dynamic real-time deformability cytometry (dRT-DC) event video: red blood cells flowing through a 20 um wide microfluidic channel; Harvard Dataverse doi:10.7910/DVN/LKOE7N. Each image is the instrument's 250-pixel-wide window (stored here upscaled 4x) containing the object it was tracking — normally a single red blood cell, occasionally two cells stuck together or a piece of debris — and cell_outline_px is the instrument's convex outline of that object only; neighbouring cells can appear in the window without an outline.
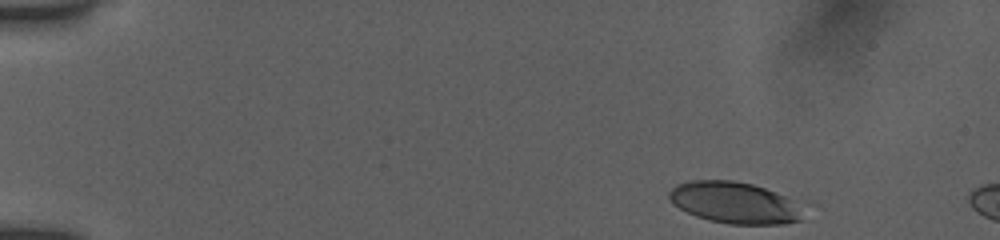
{"species": "human", "species_latin": "Homo sapiens", "temperature_condition": "room temperature", "stored_images_in_passage": 48, "camera_frame_rate_fps": 3000, "um_per_image_px": 0.085, "donor": {"sex": "female"}, "frame": {"image": 1, "passage_image": 1, "time_ms": 0.0, "image_size_px": [1000, 240], "cell_outline_px": [[800, 220], [784, 224], [728, 224], [708, 220], [696, 216], [672, 204], [668, 196], [668, 192], [676, 184], [692, 180], [732, 180], [752, 184], [764, 188], [784, 196], [792, 200]], "centroid_in_image_um": [62.3, 17.22], "position_along_channel_um": 22.7, "area_um2": 31.79}}
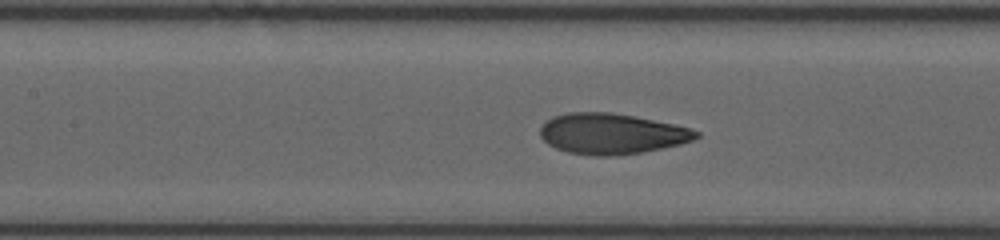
{"frame": {"image": 2, "passage_image": 20, "time_ms": 6.333, "image_size_px": [1000, 240], "cell_outline_px": [[700, 136], [692, 140], [680, 144], [640, 152], [608, 156], [592, 156], [568, 152], [556, 148], [548, 144], [540, 136], [540, 128], [552, 116], [568, 112], [612, 112], [636, 116], [692, 128], [700, 132]], "centroid_in_image_um": [51.98, 11.35], "position_along_channel_um": 155.4, "area_um2": 36.93}}
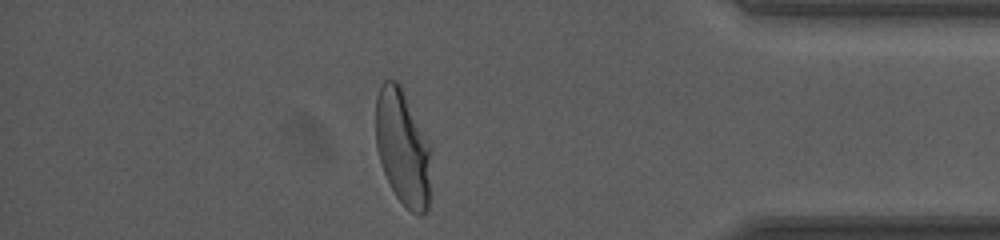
{"frame": {"image": 3, "passage_image": 41, "time_ms": 13.333, "image_size_px": [1000, 240], "cell_outline_px": [[432, 152], [428, 208], [420, 216], [412, 212], [396, 196], [384, 172], [376, 148], [376, 96], [380, 84], [384, 80], [396, 80], [400, 84], [432, 148]], "centroid_in_image_um": [34.25, 12.53], "position_along_channel_um": 401.0, "area_um2": 37.51}, "authors_computed_cell_mechanics": {"area_um2": 36.4429, "velocity_mm_per_s": 3.9054, "shape_relaxation_time_tau1_ms": 3.2787, "shape_relaxation_time_tau2_ms": null, "deformation_change_tau1": 0.1806, "deformation_change_tau2": null}}